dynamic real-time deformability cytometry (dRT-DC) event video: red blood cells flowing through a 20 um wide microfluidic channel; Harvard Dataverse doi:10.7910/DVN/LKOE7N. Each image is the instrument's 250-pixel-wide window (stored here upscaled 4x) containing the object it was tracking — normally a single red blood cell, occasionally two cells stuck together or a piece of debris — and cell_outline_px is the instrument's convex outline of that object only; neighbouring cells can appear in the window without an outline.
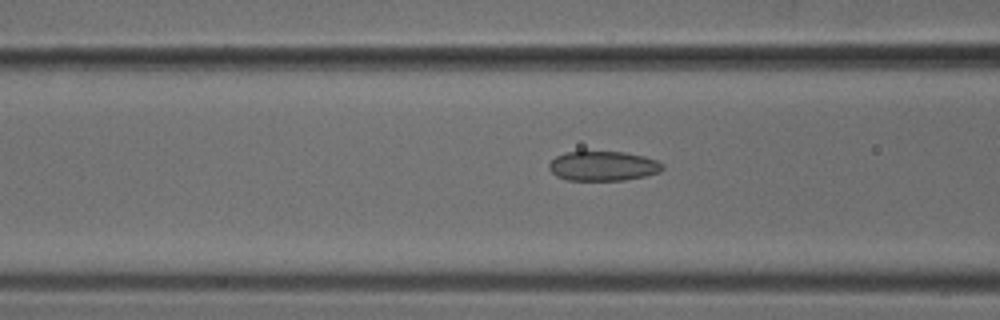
{"species": "common noctule bat (a hibernating species)", "species_latin": "Nyctalus noctula", "temperature_condition": "cold", "stored_images_in_passage": 26, "camera_frame_rate_fps": 3000, "um_per_image_px": 0.085, "animal": {"sex": "male", "body_mass_g": 18.8}, "frame": {"image": 1, "passage_image": 4, "time_ms": 1.0, "image_size_px": [1000, 320], "cell_outline_px": [[664, 168], [660, 172], [644, 176], [624, 180], [568, 180], [556, 176], [548, 168], [548, 164], [556, 156], [568, 152], [624, 152], [644, 156], [656, 160], [664, 164]], "centroid_in_image_um": [51.27, 14.11], "position_along_channel_um": 115.3, "area_um2": 19.54}}
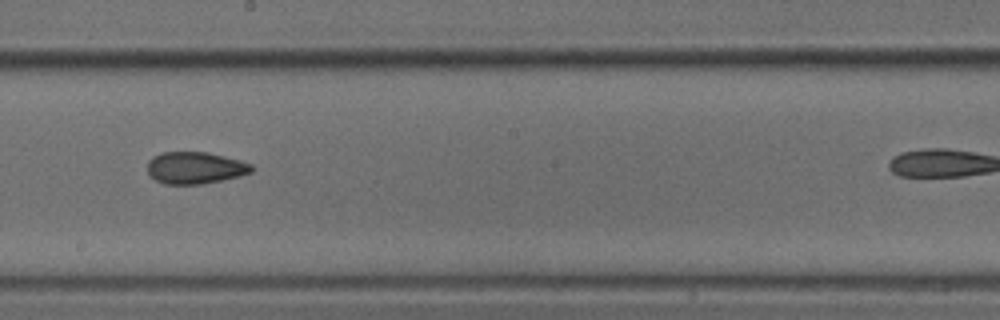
{"frame": {"image": 2, "passage_image": 13, "time_ms": 4.0, "image_size_px": [1000, 320], "cell_outline_px": [[256, 168], [252, 172], [240, 176], [204, 184], [164, 184], [156, 180], [148, 172], [148, 160], [152, 156], [164, 152], [208, 152], [240, 160], [252, 164]], "centroid_in_image_um": [16.62, 14.26], "position_along_channel_um": 231.6, "area_um2": 19.54}}
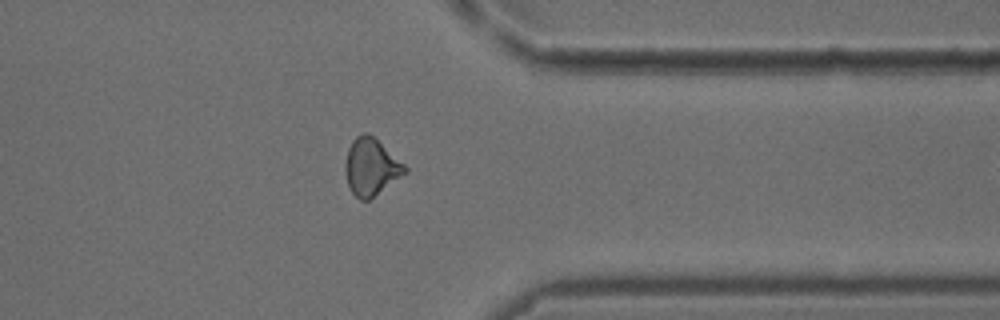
{"frame": {"image": 3, "passage_image": 25, "time_ms": 8.0, "image_size_px": [1000, 320], "cell_outline_px": [[408, 172], [368, 200], [360, 200], [352, 192], [348, 184], [344, 168], [344, 164], [348, 148], [352, 140], [356, 136], [364, 132], [368, 132], [404, 164], [408, 168]], "centroid_in_image_um": [31.52, 14.18], "position_along_channel_um": 379.9, "area_um2": 19.65}}